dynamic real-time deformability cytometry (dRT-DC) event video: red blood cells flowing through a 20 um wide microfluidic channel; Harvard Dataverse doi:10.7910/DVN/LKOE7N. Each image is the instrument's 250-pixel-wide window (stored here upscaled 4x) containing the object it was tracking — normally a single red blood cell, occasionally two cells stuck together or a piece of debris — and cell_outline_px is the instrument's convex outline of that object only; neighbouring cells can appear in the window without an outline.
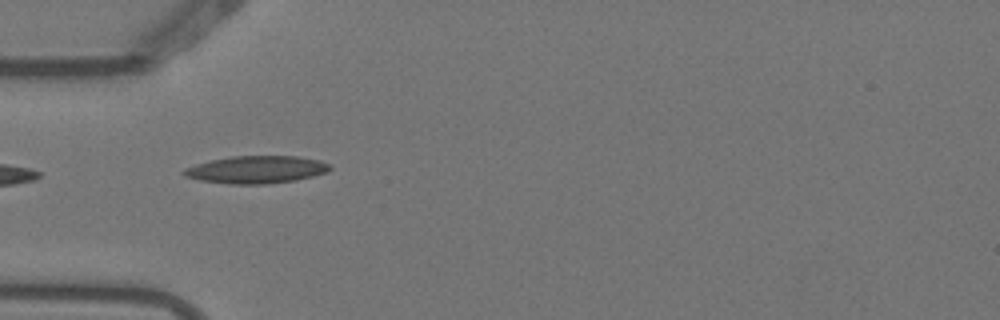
{"species": "Egyptian fruit bat (a non-hibernating species)", "species_latin": "Rousettus aegyptiacus", "temperature_condition": "warm", "stored_images_in_passage": 6, "camera_frame_rate_fps": 3000, "um_per_image_px": 0.085, "animal": {"sex": "female"}, "frame": {"image": 1, "passage_image": 5, "time_ms": 1.333, "image_size_px": [1000, 320], "cell_outline_px": [[332, 168], [324, 172], [312, 176], [296, 180], [264, 184], [228, 184], [200, 180], [184, 176], [180, 172], [184, 168], [196, 164], [212, 160], [232, 156], [300, 156], [320, 160], [328, 164]], "centroid_in_image_um": [21.75, 14.41], "position_along_channel_um": 63.2, "area_um2": 23.35}}
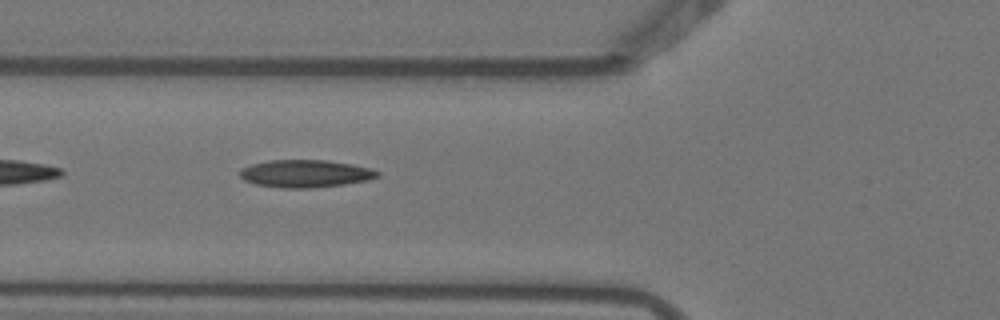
{"frame": {"image": 2, "passage_image": 6, "time_ms": 1.667, "image_size_px": [1000, 320], "cell_outline_px": [[380, 176], [368, 180], [344, 184], [312, 188], [284, 188], [256, 184], [244, 180], [240, 176], [240, 168], [252, 164], [268, 160], [328, 160], [352, 164], [372, 168], [380, 172]], "centroid_in_image_um": [25.98, 14.75], "position_along_channel_um": 99.8, "area_um2": 22.2}}